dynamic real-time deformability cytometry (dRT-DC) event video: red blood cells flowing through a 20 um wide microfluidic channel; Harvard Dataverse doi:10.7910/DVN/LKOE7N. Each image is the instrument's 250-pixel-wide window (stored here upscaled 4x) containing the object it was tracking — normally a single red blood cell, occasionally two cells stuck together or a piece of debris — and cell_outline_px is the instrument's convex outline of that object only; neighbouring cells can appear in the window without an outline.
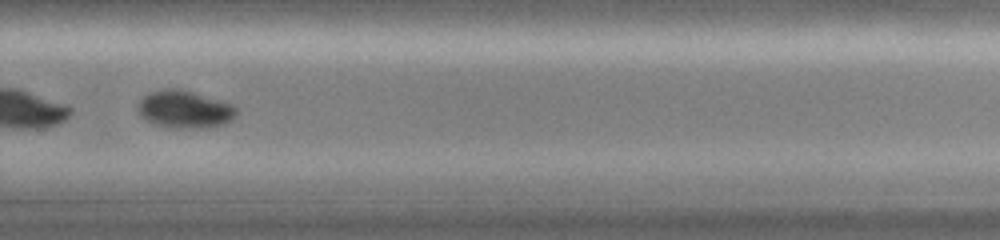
{"species": "common noctule bat (a hibernating species)", "species_latin": "Nyctalus noctula", "temperature_condition": "cold", "stored_images_in_passage": 35, "camera_frame_rate_fps": 3000, "um_per_image_px": 0.085, "animal": {"sex": "female", "body_mass_g": 19.0, "forearm_length_mm": 51.5}, "frame": {"image": 1, "passage_image": 31, "time_ms": 10.0, "image_size_px": [1000, 240], "cell_outline_px": [[240, 112], [232, 120], [224, 124], [212, 128], [176, 128], [152, 124], [144, 120], [136, 112], [136, 104], [144, 96], [152, 92], [164, 88], [180, 88], [220, 100], [232, 104]], "centroid_in_image_um": [15.68, 9.31], "position_along_channel_um": 314.1, "area_um2": 22.14}}